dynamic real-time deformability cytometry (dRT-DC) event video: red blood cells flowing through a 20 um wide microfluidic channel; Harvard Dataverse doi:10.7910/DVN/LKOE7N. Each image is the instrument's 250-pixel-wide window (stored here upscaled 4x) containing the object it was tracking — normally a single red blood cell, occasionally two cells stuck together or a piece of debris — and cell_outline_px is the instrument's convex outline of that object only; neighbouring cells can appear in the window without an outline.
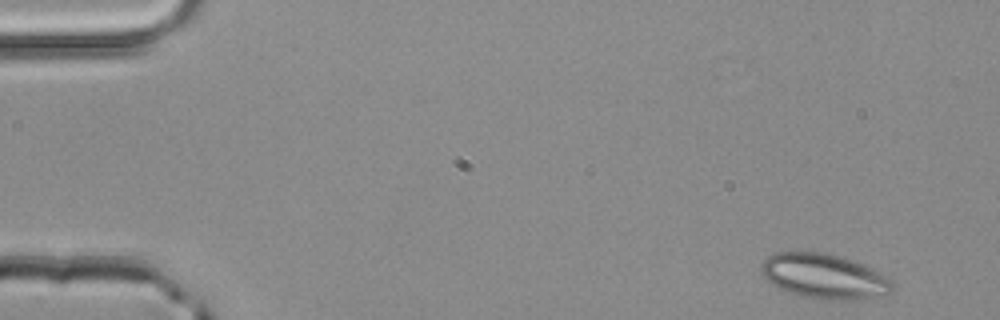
{"species": "common noctule bat (a hibernating species)", "species_latin": "Nyctalus noctula", "temperature_condition": "room temperature", "stored_images_in_passage": 3, "camera_frame_rate_fps": 3000, "um_per_image_px": 0.085, "animal": {"sex": "male", "body_mass_g": 20.4}, "frame": {"image": 1, "passage_image": 1, "time_ms": 0.0, "image_size_px": [1000, 320], "cell_outline_px": [[892, 288], [884, 296], [852, 300], [824, 300], [804, 296], [780, 288], [772, 284], [760, 272], [760, 264], [768, 256], [776, 252], [824, 252], [872, 268], [888, 276], [892, 280]], "centroid_in_image_um": [70.05, 23.49], "position_along_channel_um": 14.9, "area_um2": 34.04}}